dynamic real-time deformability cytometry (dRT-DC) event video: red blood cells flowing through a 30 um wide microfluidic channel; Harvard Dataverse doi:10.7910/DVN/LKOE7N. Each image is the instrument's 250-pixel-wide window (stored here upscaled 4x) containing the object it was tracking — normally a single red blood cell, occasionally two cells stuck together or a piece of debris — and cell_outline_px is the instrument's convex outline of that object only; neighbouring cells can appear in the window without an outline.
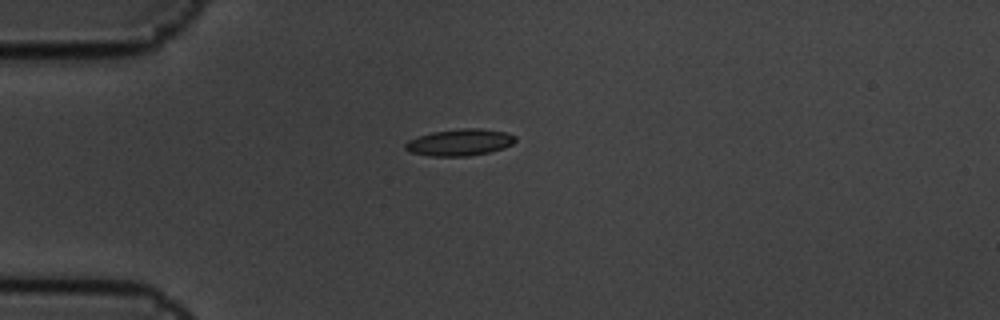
{"species": "common noctule bat (a hibernating species)", "species_latin": "Nyctalus noctula", "temperature_condition": "cold", "stored_images_in_passage": 4, "camera_frame_rate_fps": 3000, "um_per_image_px": 0.085, "animal": {"sex": "male", "body_mass_g": 19.5, "forearm_length_mm": 54.6}, "frame": {"image": 1, "passage_image": 1, "time_ms": 0.0, "image_size_px": [1000, 320], "cell_outline_px": [[516, 140], [512, 144], [504, 148], [488, 152], [468, 156], [432, 156], [408, 152], [404, 148], [404, 144], [408, 140], [432, 132], [464, 128], [480, 128], [508, 132], [516, 136]], "centroid_in_image_um": [39.09, 12.1], "position_along_channel_um": 45.9, "area_um2": 17.17}}
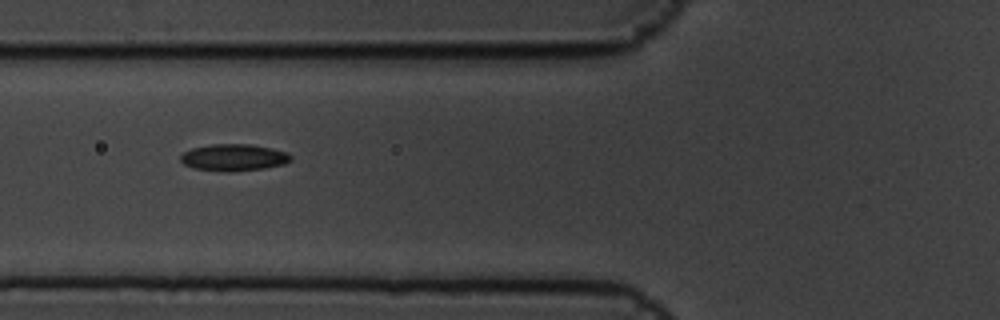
{"frame": {"image": 2, "passage_image": 3, "time_ms": 0.667, "image_size_px": [1000, 320], "cell_outline_px": [[292, 160], [284, 164], [264, 168], [224, 172], [196, 168], [184, 164], [180, 160], [180, 156], [184, 152], [192, 148], [212, 144], [252, 144], [272, 148], [288, 152], [292, 156]], "centroid_in_image_um": [19.9, 13.37], "position_along_channel_um": 105.9, "area_um2": 17.22}}
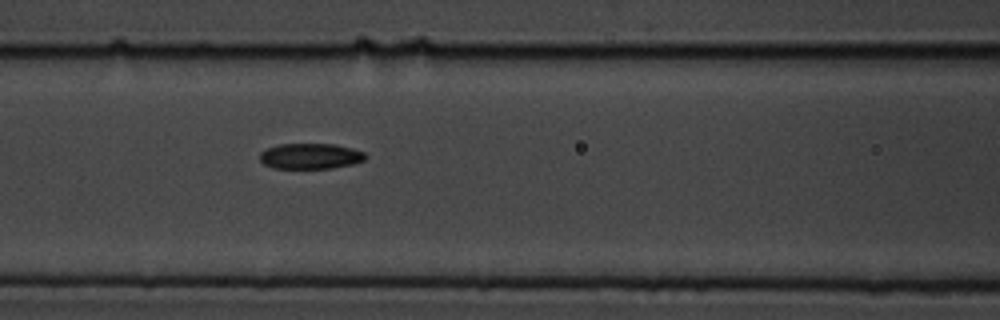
{"frame": {"image": 3, "passage_image": 4, "time_ms": 1.0, "image_size_px": [1000, 320], "cell_outline_px": [[368, 156], [364, 160], [352, 164], [328, 168], [272, 168], [264, 164], [260, 160], [260, 152], [268, 148], [280, 144], [336, 144], [352, 148], [364, 152]], "centroid_in_image_um": [26.39, 13.27], "position_along_channel_um": 140.2, "area_um2": 15.72}}